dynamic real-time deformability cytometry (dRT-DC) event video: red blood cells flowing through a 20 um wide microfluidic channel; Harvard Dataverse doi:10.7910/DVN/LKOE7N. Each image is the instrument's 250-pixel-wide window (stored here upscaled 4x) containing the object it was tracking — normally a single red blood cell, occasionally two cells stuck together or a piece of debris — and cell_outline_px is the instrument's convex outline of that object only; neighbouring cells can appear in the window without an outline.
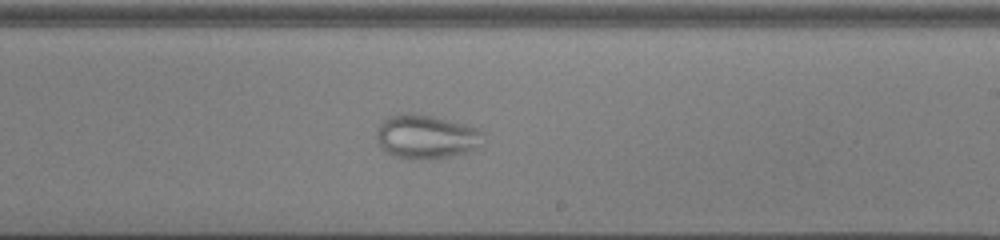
{"species": "common noctule bat (a hibernating species)", "species_latin": "Nyctalus noctula", "temperature_condition": "cold", "stored_images_in_passage": 47, "camera_frame_rate_fps": 3000, "um_per_image_px": 0.085, "animal": {"sex": "male", "body_mass_g": 13.0, "forearm_length_mm": 53.1}, "frame": {"image": 1, "passage_image": 26, "time_ms": 8.333, "image_size_px": [1000, 240], "cell_outline_px": [[484, 148], [468, 152], [428, 160], [416, 160], [392, 156], [380, 144], [376, 136], [380, 124], [388, 116], [400, 112], [412, 112], [432, 116], [464, 124], [476, 128], [484, 132]], "centroid_in_image_um": [36.29, 11.63], "position_along_channel_um": 252.7, "area_um2": 27.8}}
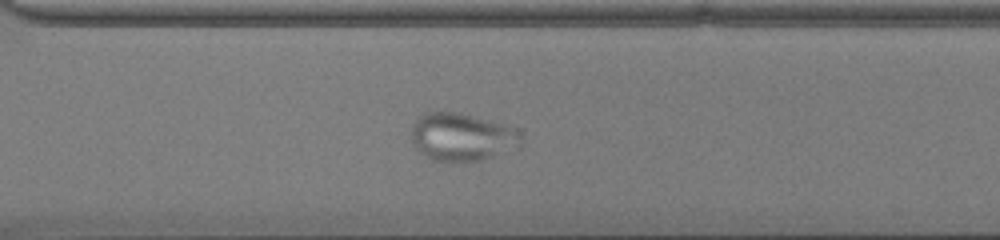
{"frame": {"image": 2, "passage_image": 32, "time_ms": 10.333, "image_size_px": [1000, 240], "cell_outline_px": [[520, 144], [484, 160], [464, 164], [456, 164], [432, 160], [424, 156], [416, 148], [412, 140], [412, 124], [416, 116], [424, 112], [460, 112], [504, 124], [520, 132]], "centroid_in_image_um": [39.18, 11.67], "position_along_channel_um": 331.4, "area_um2": 31.1}}
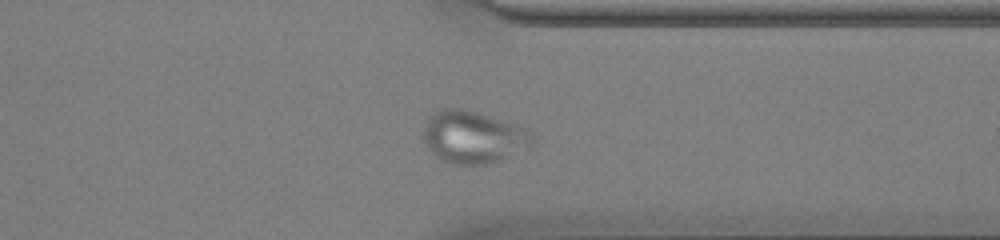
{"frame": {"image": 3, "passage_image": 35, "time_ms": 11.333, "image_size_px": [1000, 240], "cell_outline_px": [[536, 140], [500, 160], [488, 164], [452, 164], [440, 160], [432, 152], [424, 140], [424, 124], [436, 112], [444, 108], [460, 108], [476, 112], [524, 128], [532, 132]], "centroid_in_image_um": [40.18, 11.66], "position_along_channel_um": 371.2, "area_um2": 32.37}}